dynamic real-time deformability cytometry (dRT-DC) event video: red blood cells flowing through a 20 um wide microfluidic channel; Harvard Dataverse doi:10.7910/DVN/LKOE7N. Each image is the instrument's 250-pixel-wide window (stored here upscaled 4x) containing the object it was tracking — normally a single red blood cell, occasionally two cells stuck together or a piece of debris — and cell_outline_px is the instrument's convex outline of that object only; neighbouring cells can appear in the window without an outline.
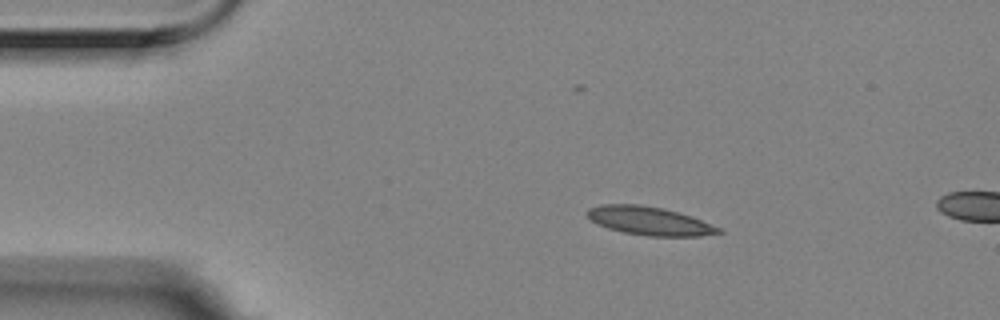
{"species": "Egyptian fruit bat (a non-hibernating species)", "species_latin": "Rousettus aegyptiacus", "temperature_condition": "room temperature", "stored_images_in_passage": 2, "camera_frame_rate_fps": 3000, "um_per_image_px": 0.085, "animal": {"sex": "female"}, "frame": {"image": 1, "passage_image": 1, "time_ms": 0.0, "image_size_px": [1000, 320], "cell_outline_px": [[724, 232], [700, 236], [648, 236], [624, 232], [608, 228], [596, 224], [584, 212], [588, 208], [600, 204], [640, 204], [664, 208], [692, 216], [724, 228]], "centroid_in_image_um": [55.23, 18.77], "position_along_channel_um": 29.8, "area_um2": 22.08}}